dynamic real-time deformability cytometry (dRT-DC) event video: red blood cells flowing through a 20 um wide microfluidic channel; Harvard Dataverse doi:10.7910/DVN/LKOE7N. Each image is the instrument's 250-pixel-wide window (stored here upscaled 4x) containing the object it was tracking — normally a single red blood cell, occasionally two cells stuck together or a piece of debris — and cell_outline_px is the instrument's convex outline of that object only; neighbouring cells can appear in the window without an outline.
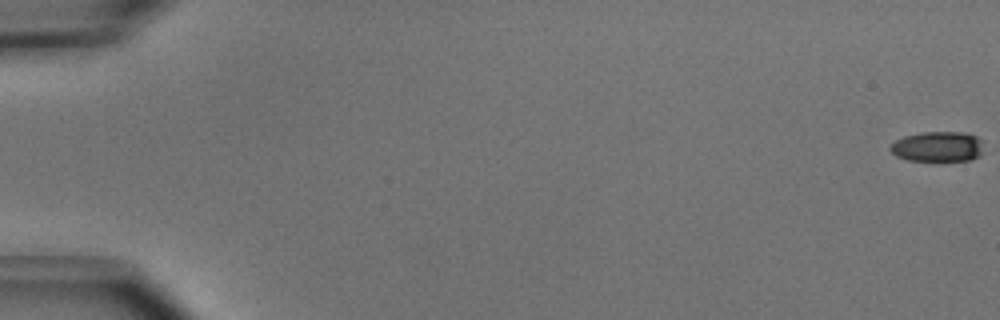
{"species": "common noctule bat (a hibernating species)", "species_latin": "Nyctalus noctula", "temperature_condition": "cold", "stored_images_in_passage": 55, "camera_frame_rate_fps": 3000, "um_per_image_px": 0.085, "animal": {"sex": "male", "body_mass_g": 15.6}, "frame": {"image": 1, "passage_image": 1, "time_ms": 0.0, "image_size_px": [1000, 320], "cell_outline_px": [[980, 156], [972, 160], [908, 160], [896, 156], [888, 148], [896, 140], [904, 136], [924, 132], [964, 132], [976, 136], [980, 140]], "centroid_in_image_um": [79.68, 12.46], "position_along_channel_um": 5.3, "area_um2": 16.18}}
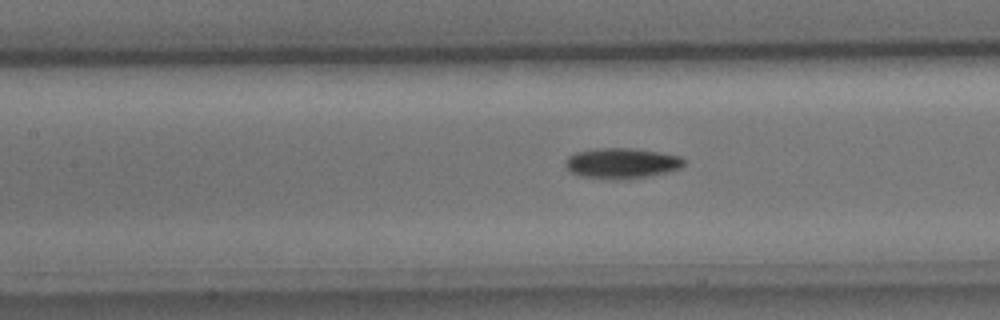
{"frame": {"image": 2, "passage_image": 26, "time_ms": 8.333, "image_size_px": [1000, 320], "cell_outline_px": [[684, 164], [680, 168], [668, 172], [652, 176], [632, 180], [604, 180], [580, 176], [568, 172], [564, 164], [564, 160], [568, 156], [576, 152], [596, 148], [632, 148], [660, 152], [680, 156], [684, 160]], "centroid_in_image_um": [52.8, 13.9], "position_along_channel_um": 154.6, "area_um2": 21.79}}
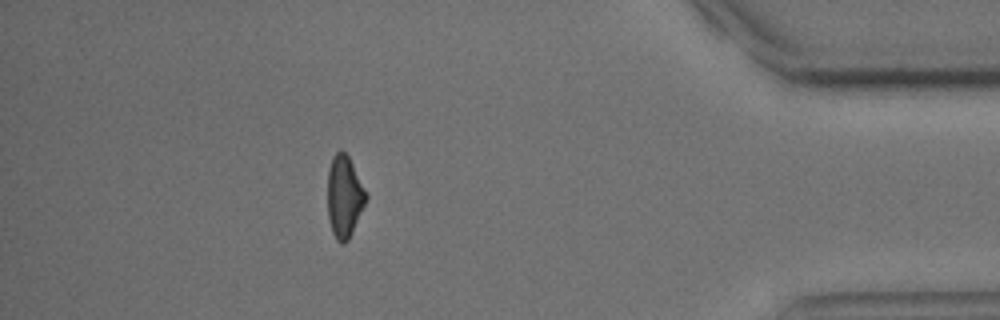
{"frame": {"image": 3, "passage_image": 49, "time_ms": 16.0, "image_size_px": [1000, 320], "cell_outline_px": [[368, 196], [352, 232], [348, 240], [344, 244], [340, 244], [336, 240], [332, 232], [328, 220], [328, 168], [332, 156], [340, 148], [348, 156]], "centroid_in_image_um": [29.24, 16.71], "position_along_channel_um": 406.0, "area_um2": 18.26}, "authors_computed_cell_mechanics": {"area_um2": 18.9584, "velocity_mm_per_s": 3.8103, "shape_relaxation_time_tau1_ms": 2.8514, "shape_relaxation_time_tau2_ms": null, "deformation_change_tau1": 0.142, "deformation_change_tau2": null}}